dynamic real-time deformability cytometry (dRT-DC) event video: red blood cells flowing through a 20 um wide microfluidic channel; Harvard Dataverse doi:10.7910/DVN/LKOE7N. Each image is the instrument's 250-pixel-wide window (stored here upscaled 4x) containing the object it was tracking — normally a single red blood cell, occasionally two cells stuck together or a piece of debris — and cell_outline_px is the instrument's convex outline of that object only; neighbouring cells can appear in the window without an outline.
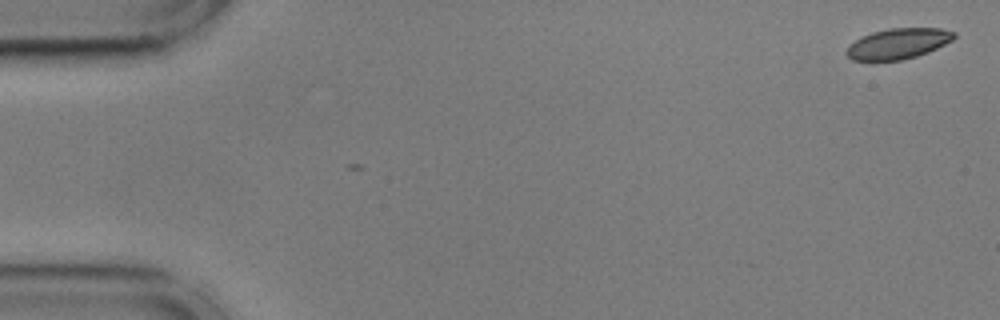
{"species": "common noctule bat (a hibernating species)", "species_latin": "Nyctalus noctula", "temperature_condition": "cold", "stored_images_in_passage": 2, "camera_frame_rate_fps": 3000, "um_per_image_px": 0.085, "animal": {"sex": "male", "body_mass_g": 17.9, "forearm_length_mm": 54.2}, "frame": {"image": 1, "passage_image": 2, "time_ms": 0.333, "image_size_px": [1000, 320], "cell_outline_px": [[956, 36], [952, 40], [928, 52], [916, 56], [900, 60], [852, 60], [844, 52], [860, 36], [872, 32], [888, 28], [940, 28], [956, 32]], "centroid_in_image_um": [76.34, 3.69], "position_along_channel_um": 8.7, "area_um2": 19.02}}